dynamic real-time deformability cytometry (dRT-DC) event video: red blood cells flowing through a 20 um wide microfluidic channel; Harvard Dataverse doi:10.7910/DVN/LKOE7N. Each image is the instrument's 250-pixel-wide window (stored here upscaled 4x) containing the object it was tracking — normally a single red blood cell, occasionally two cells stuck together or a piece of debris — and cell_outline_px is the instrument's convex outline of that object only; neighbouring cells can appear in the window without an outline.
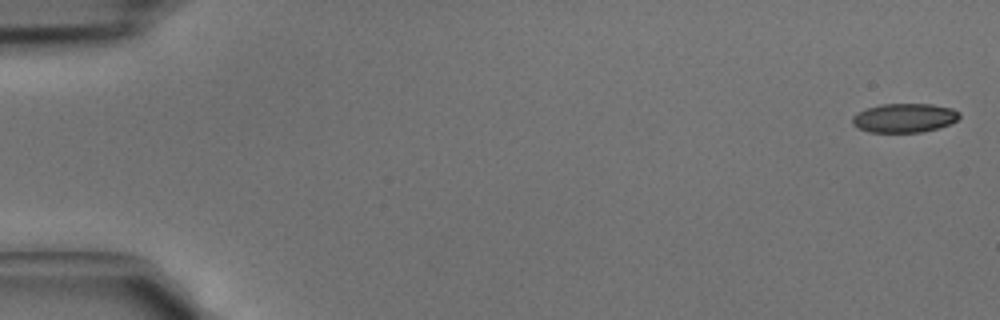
{"species": "common noctule bat (a hibernating species)", "species_latin": "Nyctalus noctula", "temperature_condition": "cold", "stored_images_in_passage": 5, "camera_frame_rate_fps": 3000, "um_per_image_px": 0.085, "animal": {"sex": "male", "body_mass_g": 15.6}, "frame": {"image": 1, "passage_image": 1, "time_ms": 0.0, "image_size_px": [1000, 320], "cell_outline_px": [[960, 116], [956, 120], [940, 128], [920, 132], [868, 132], [856, 128], [852, 124], [852, 116], [856, 112], [880, 104], [932, 104], [952, 108], [960, 112]], "centroid_in_image_um": [76.84, 10.02], "position_along_channel_um": 8.2, "area_um2": 18.26}}